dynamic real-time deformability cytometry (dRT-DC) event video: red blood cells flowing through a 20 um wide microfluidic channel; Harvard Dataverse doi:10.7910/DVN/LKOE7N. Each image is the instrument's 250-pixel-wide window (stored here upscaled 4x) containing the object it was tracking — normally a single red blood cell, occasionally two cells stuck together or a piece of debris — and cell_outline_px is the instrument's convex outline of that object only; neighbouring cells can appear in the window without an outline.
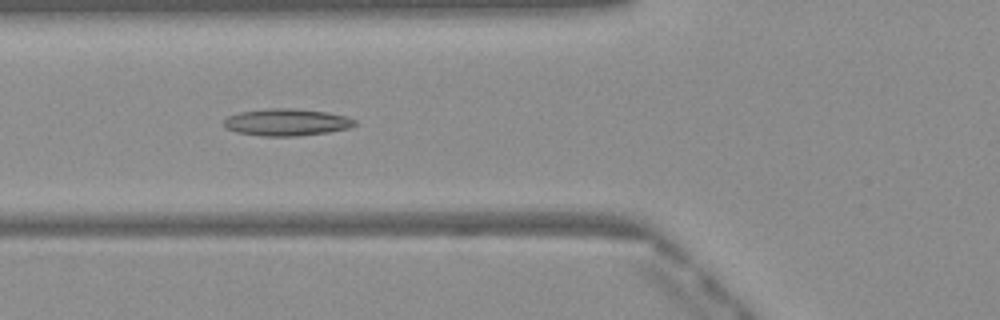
{"species": "Egyptian fruit bat (a non-hibernating species)", "species_latin": "Rousettus aegyptiacus", "temperature_condition": "warm", "stored_images_in_passage": 49, "camera_frame_rate_fps": 3000, "um_per_image_px": 0.085, "frame": {"image": 1, "passage_image": 18, "time_ms": 5.667, "image_size_px": [1000, 320], "cell_outline_px": [[356, 124], [348, 128], [328, 132], [296, 136], [264, 136], [236, 132], [224, 128], [224, 120], [228, 116], [240, 112], [264, 108], [292, 108], [324, 112], [348, 116], [356, 120]], "centroid_in_image_um": [24.34, 10.39], "position_along_channel_um": 101.5, "area_um2": 20.63}}
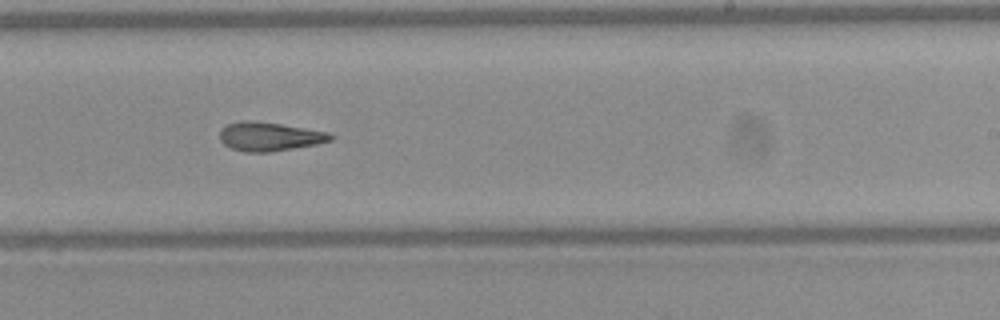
{"frame": {"image": 2, "passage_image": 30, "time_ms": 9.667, "image_size_px": [1000, 320], "cell_outline_px": [[336, 136], [332, 140], [316, 144], [272, 152], [248, 152], [232, 148], [224, 144], [220, 140], [220, 132], [228, 124], [240, 120], [252, 120], [280, 124], [328, 132]], "centroid_in_image_um": [22.92, 11.6], "position_along_channel_um": 266.1, "area_um2": 18.5}}
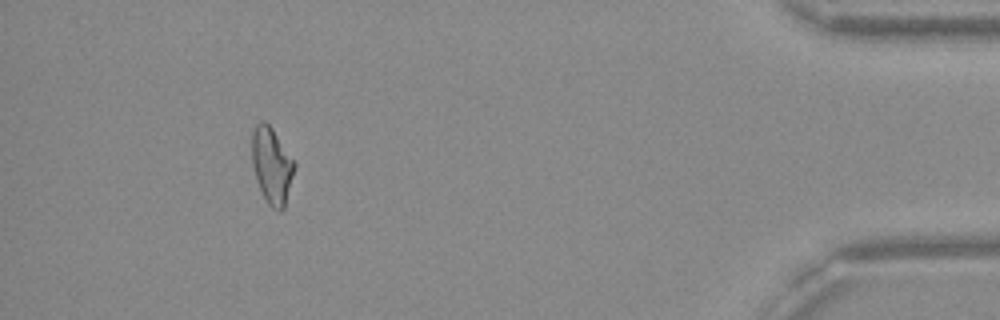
{"frame": {"image": 3, "passage_image": 45, "time_ms": 14.667, "image_size_px": [1000, 320], "cell_outline_px": [[296, 164], [284, 208], [280, 212], [272, 208], [268, 204], [256, 180], [252, 164], [252, 132], [256, 124], [260, 120], [264, 120], [272, 128]], "centroid_in_image_um": [23.09, 14.06], "position_along_channel_um": 412.1, "area_um2": 18.73}, "authors_computed_cell_mechanics": {"area_um2": 19.2474, "velocity_mm_per_s": 4.1082, "shape_relaxation_time_tau1_ms": null, "shape_relaxation_time_tau2_ms": 6.3984, "deformation_change_tau1": null, "deformation_change_tau2": 0.1903}}